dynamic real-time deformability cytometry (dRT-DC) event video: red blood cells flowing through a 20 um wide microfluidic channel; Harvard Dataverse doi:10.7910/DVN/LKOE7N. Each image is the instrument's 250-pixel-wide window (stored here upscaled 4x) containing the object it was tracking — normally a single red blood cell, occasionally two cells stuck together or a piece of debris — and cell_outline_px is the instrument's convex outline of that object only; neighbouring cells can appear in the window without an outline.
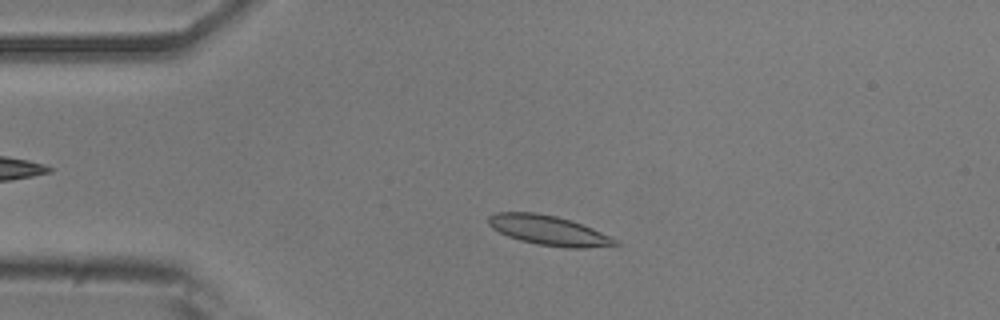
{"species": "common noctule bat (a hibernating species)", "species_latin": "Nyctalus noctula", "temperature_condition": "room temperature", "stored_images_in_passage": 51, "camera_frame_rate_fps": 3000, "um_per_image_px": 0.085, "animal": {"sex": "male", "body_mass_g": 20.5, "forearm_length_mm": 52.5}, "frame": {"image": 1, "passage_image": 9, "time_ms": 2.667, "image_size_px": [1000, 320], "cell_outline_px": [[620, 244], [588, 248], [568, 248], [536, 244], [520, 240], [508, 236], [492, 228], [488, 224], [488, 216], [496, 212], [536, 212], [556, 216], [572, 220], [592, 228], [620, 240]], "centroid_in_image_um": [46.65, 19.58], "position_along_channel_um": 38.3, "area_um2": 22.08}}
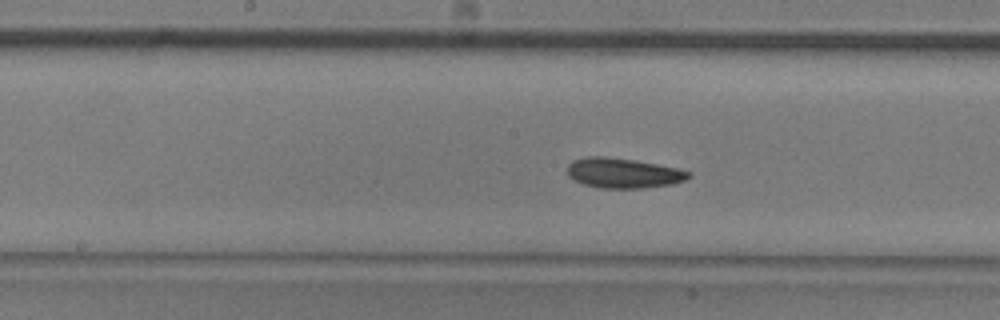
{"frame": {"image": 2, "passage_image": 24, "time_ms": 7.667, "image_size_px": [1000, 320], "cell_outline_px": [[692, 176], [684, 180], [672, 184], [644, 188], [600, 188], [584, 184], [572, 180], [568, 176], [568, 164], [572, 160], [584, 156], [604, 156], [632, 160], [656, 164], [676, 168], [692, 172]], "centroid_in_image_um": [52.94, 14.71], "position_along_channel_um": 195.3, "area_um2": 21.27}}
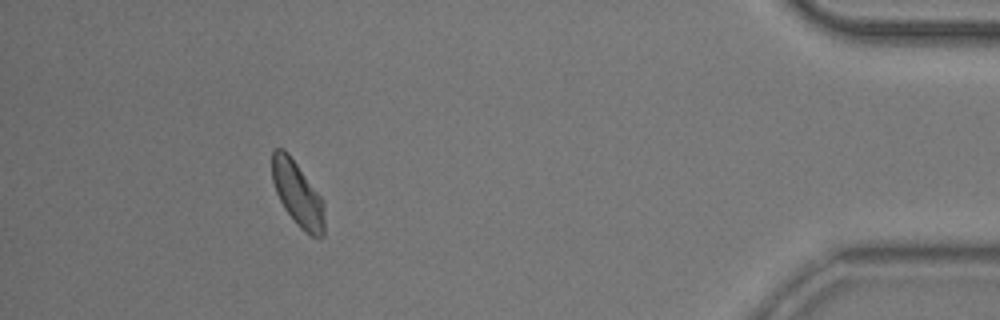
{"frame": {"image": 3, "passage_image": 46, "time_ms": 15.0, "image_size_px": [1000, 320], "cell_outline_px": [[324, 236], [312, 236], [304, 232], [296, 224], [284, 208], [276, 192], [272, 180], [272, 152], [276, 148], [284, 148], [288, 152], [324, 200]], "centroid_in_image_um": [25.3, 16.48], "position_along_channel_um": 409.9, "area_um2": 19.83}, "authors_computed_cell_mechanics": {"area_um2": 20.6924, "velocity_mm_per_s": 3.7168, "shape_relaxation_time_tau1_ms": 3.5786, "shape_relaxation_time_tau2_ms": 3.6845, "deformation_change_tau1": 0.1079, "deformation_change_tau2": 0.0973}}